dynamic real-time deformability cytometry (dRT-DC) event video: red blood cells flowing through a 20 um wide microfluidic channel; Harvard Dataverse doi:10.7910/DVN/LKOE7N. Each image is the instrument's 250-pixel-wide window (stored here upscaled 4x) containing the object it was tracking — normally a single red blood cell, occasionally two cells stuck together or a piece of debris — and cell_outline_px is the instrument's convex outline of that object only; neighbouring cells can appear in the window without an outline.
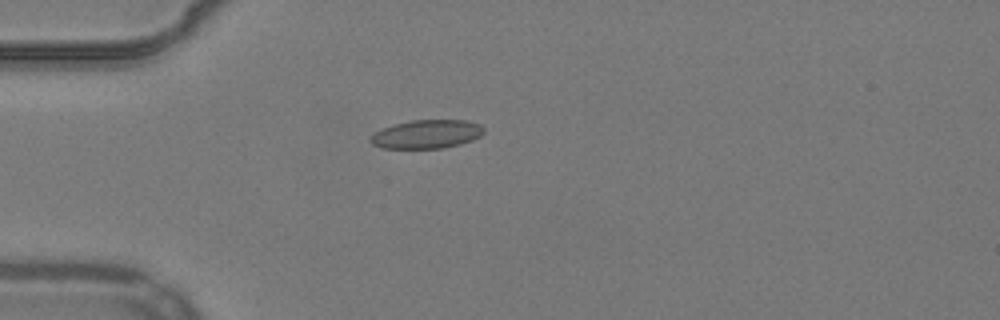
{"species": "common noctule bat (a hibernating species)", "species_latin": "Nyctalus noctula", "temperature_condition": "warm", "stored_images_in_passage": 41, "camera_frame_rate_fps": 3000, "um_per_image_px": 0.085, "animal": {"sex": "male", "body_mass_g": 19.2, "forearm_length_mm": 51.8}, "frame": {"image": 1, "passage_image": 3, "time_ms": 0.667, "image_size_px": [1000, 320], "cell_outline_px": [[484, 132], [480, 136], [472, 140], [460, 144], [444, 148], [384, 148], [372, 144], [368, 140], [376, 132], [384, 128], [396, 124], [412, 120], [468, 120], [480, 124], [484, 128]], "centroid_in_image_um": [36.31, 11.4], "position_along_channel_um": 48.7, "area_um2": 18.79}}
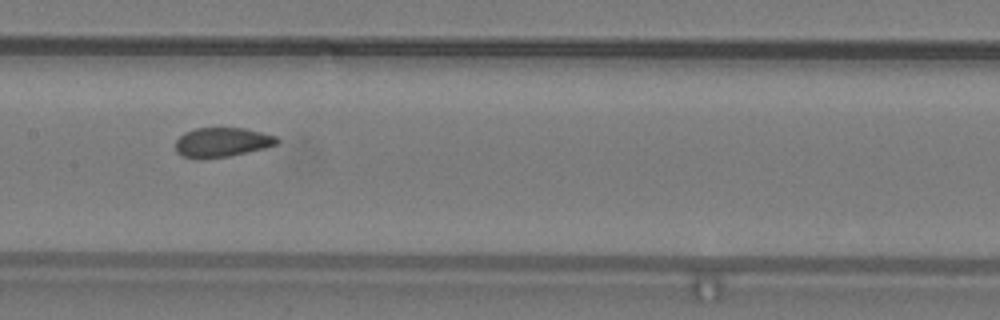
{"frame": {"image": 2, "passage_image": 15, "time_ms": 4.667, "image_size_px": [1000, 320], "cell_outline_px": [[280, 140], [276, 144], [264, 148], [228, 156], [200, 160], [196, 160], [180, 156], [176, 152], [176, 140], [184, 132], [196, 128], [244, 128], [276, 136]], "centroid_in_image_um": [18.81, 12.11], "position_along_channel_um": 188.6, "area_um2": 17.57}}
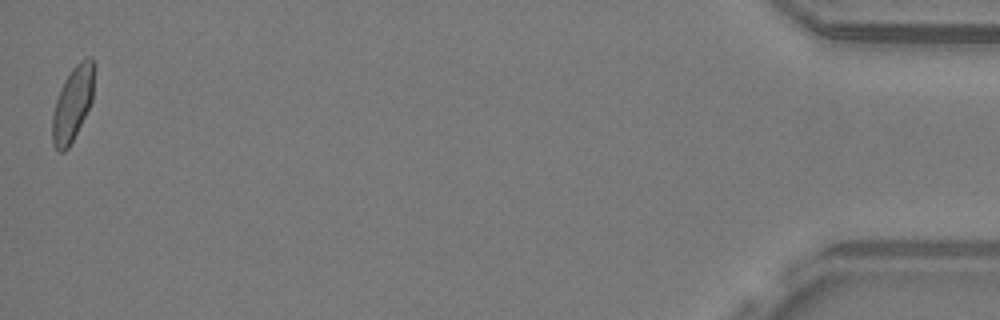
{"frame": {"image": 3, "passage_image": 41, "time_ms": 13.333, "image_size_px": [1000, 320], "cell_outline_px": [[96, 68], [92, 100], [68, 148], [64, 152], [60, 152], [52, 144], [52, 116], [56, 100], [60, 88], [64, 80], [72, 68], [80, 60], [88, 56], [92, 56], [96, 64]], "centroid_in_image_um": [6.2, 8.72], "position_along_channel_um": 429.0, "area_um2": 18.26}, "authors_computed_cell_mechanics": {"area_um2": 18.207, "velocity_mm_per_s": 3.8748, "shape_relaxation_time_tau1_ms": 8.0381, "shape_relaxation_time_tau2_ms": 0.9842, "deformation_change_tau1": 0.1495, "deformation_change_tau2": 0.0514}}